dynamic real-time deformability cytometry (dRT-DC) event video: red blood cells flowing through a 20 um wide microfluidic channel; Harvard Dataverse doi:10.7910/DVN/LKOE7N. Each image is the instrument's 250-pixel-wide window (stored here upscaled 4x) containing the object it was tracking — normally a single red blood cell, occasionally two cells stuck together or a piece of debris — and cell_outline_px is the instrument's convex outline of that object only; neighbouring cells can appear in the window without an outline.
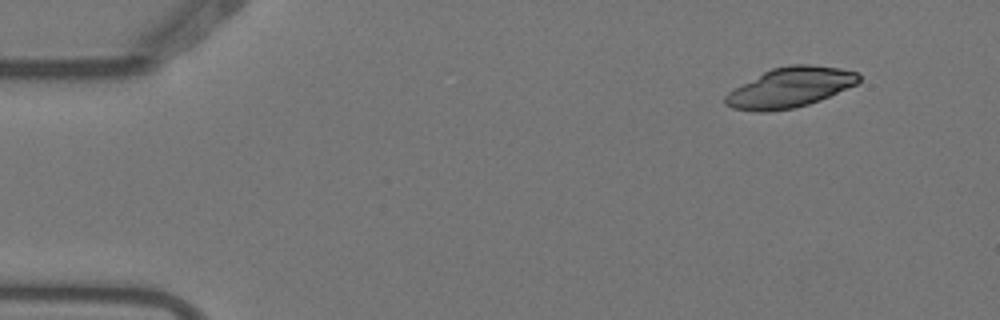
{"species": "Egyptian fruit bat (a non-hibernating species)", "species_latin": "Rousettus aegyptiacus", "temperature_condition": "warm", "stored_images_in_passage": 4, "camera_frame_rate_fps": 3000, "um_per_image_px": 0.085, "animal": {"sex": "female"}, "frame": {"image": 1, "passage_image": 1, "time_ms": 0.0, "image_size_px": [1000, 320], "cell_outline_px": [[860, 80], [856, 84], [820, 100], [808, 104], [792, 108], [768, 112], [756, 112], [732, 108], [724, 104], [724, 96], [728, 92], [764, 72], [772, 68], [792, 64], [808, 64], [840, 68], [856, 72], [860, 76]], "centroid_in_image_um": [67.14, 7.44], "position_along_channel_um": 17.9, "area_um2": 30.87}}